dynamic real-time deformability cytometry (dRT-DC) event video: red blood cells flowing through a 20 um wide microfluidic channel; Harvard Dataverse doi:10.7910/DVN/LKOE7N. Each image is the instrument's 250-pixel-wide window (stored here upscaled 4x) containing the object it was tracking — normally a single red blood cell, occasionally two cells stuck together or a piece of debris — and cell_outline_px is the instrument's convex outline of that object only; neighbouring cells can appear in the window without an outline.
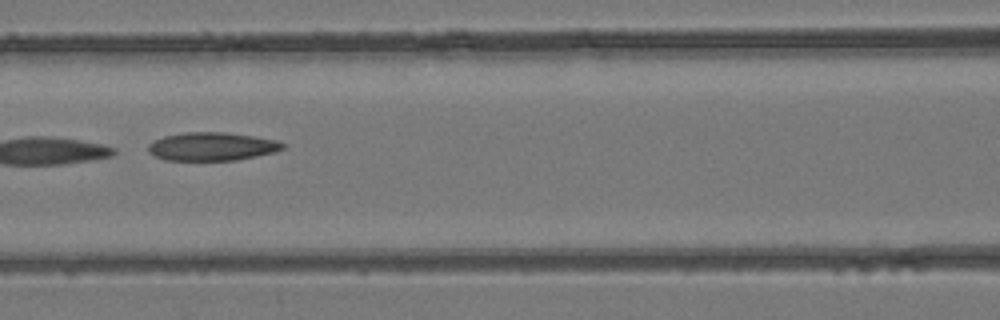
{"species": "common noctule bat (a hibernating species)", "species_latin": "Nyctalus noctula", "temperature_condition": "room temperature", "stored_images_in_passage": 5, "segment_of_instrument_passage": [1, 2], "camera_frame_rate_fps": 3000, "um_per_image_px": 0.085, "animal": {"sex": "female", "body_mass_g": 24.6, "forearm_length_mm": 56.2}, "frame": {"image": 1, "passage_image": 4, "time_ms": 3.333, "image_size_px": [1000, 320], "cell_outline_px": [[288, 144], [284, 148], [272, 152], [256, 156], [236, 160], [164, 160], [148, 152], [148, 144], [164, 136], [184, 132], [224, 132], [252, 136], [276, 140]], "centroid_in_image_um": [18.01, 12.45], "position_along_channel_um": 148.6, "area_um2": 22.08}}